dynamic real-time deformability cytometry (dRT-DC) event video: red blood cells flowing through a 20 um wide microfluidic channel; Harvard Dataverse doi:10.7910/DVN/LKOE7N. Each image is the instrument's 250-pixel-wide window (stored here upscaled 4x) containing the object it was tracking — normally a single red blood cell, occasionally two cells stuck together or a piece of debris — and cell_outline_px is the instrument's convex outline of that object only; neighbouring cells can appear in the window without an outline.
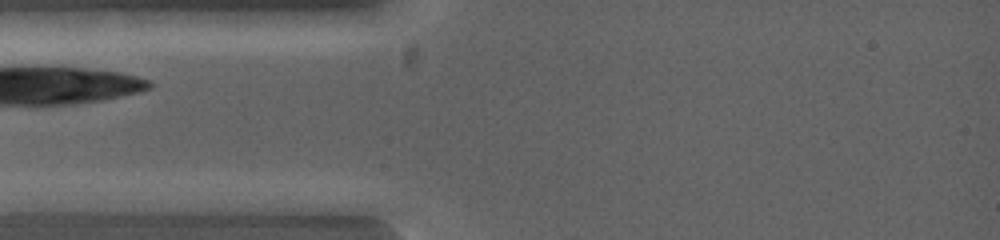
{"species": "common noctule bat (a hibernating species)", "species_latin": "Nyctalus noctula", "temperature_condition": "warm", "stored_images_in_passage": 3, "camera_frame_rate_fps": 5000, "um_per_image_px": 0.085, "animal": {"sex": "female", "body_mass_g": 19.0, "forearm_length_mm": 53.3}, "frame": {"image": 1, "passage_image": 1, "time_ms": 0.0, "image_size_px": [1000, 240], "cell_outline_px": [[336, 216], [328, 220], [296, 220], [208, 208], [176, 200], [224, 192], [256, 192], [336, 200]], "centroid_in_image_um": [22.85, 17.43], "position_along_channel_um": 62.2, "area_um2": 21.04}}